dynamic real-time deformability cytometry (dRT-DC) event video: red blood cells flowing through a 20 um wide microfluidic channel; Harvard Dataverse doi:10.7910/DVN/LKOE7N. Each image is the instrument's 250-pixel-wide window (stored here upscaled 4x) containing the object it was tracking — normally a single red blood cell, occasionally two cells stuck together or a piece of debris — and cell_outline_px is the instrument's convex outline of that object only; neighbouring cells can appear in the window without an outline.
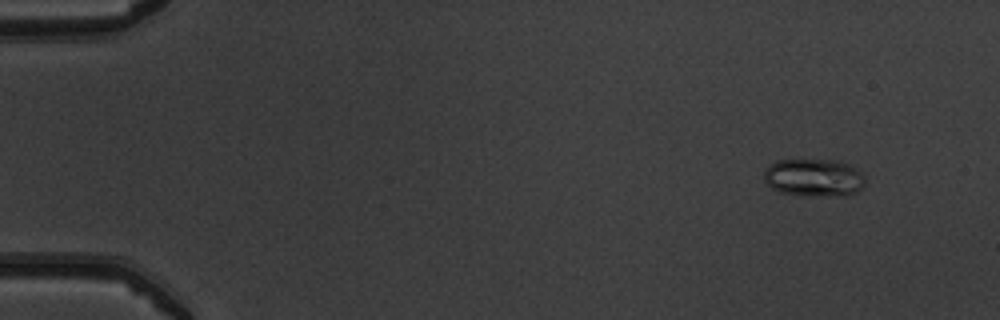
{"species": "common noctule bat (a hibernating species)", "species_latin": "Nyctalus noctula", "temperature_condition": "warm", "stored_images_in_passage": 47, "camera_frame_rate_fps": 3000, "um_per_image_px": 0.085, "animal": {"sex": "male", "body_mass_g": 19.5, "forearm_length_mm": 54.6}, "frame": {"image": 1, "passage_image": 1, "time_ms": 0.0, "image_size_px": [1000, 320], "cell_outline_px": [[864, 184], [856, 192], [848, 196], [800, 196], [780, 192], [772, 188], [764, 180], [764, 172], [768, 164], [776, 160], [840, 160], [848, 164], [860, 172], [864, 176]], "centroid_in_image_um": [69.16, 15.11], "position_along_channel_um": 15.8, "area_um2": 22.54}}
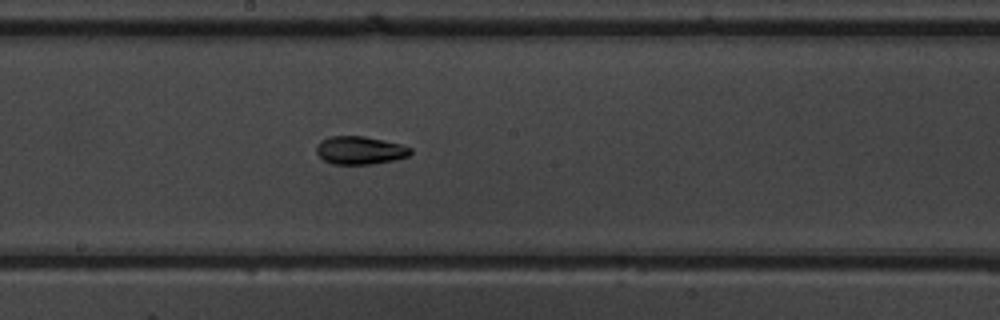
{"frame": {"image": 2, "passage_image": 25, "time_ms": 8.0, "image_size_px": [1000, 320], "cell_outline_px": [[412, 152], [408, 156], [392, 160], [372, 164], [332, 164], [324, 160], [316, 152], [316, 144], [320, 140], [328, 136], [364, 136], [384, 140], [400, 144], [412, 148]], "centroid_in_image_um": [30.57, 12.76], "position_along_channel_um": 217.6, "area_um2": 15.43}}
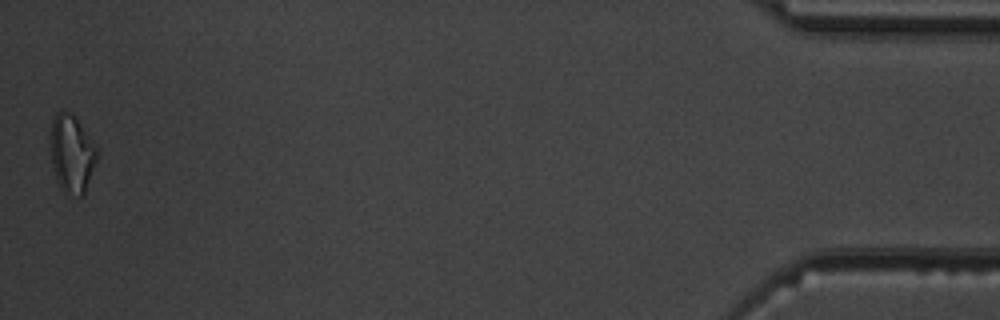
{"frame": {"image": 3, "passage_image": 47, "time_ms": 15.333, "image_size_px": [1000, 320], "cell_outline_px": [[96, 160], [84, 192], [80, 196], [64, 192], [60, 188], [52, 164], [48, 136], [52, 120], [56, 112], [60, 108], [72, 112], [96, 144]], "centroid_in_image_um": [6.05, 12.96], "position_along_channel_um": 429.1, "area_um2": 21.33}, "authors_computed_cell_mechanics": {"area_um2": 15.4904, "velocity_mm_per_s": 4.0594, "shape_relaxation_time_tau1_ms": 5.5418, "shape_relaxation_time_tau2_ms": 2.7834, "deformation_change_tau1": 0.153, "deformation_change_tau2": 0.0675}}